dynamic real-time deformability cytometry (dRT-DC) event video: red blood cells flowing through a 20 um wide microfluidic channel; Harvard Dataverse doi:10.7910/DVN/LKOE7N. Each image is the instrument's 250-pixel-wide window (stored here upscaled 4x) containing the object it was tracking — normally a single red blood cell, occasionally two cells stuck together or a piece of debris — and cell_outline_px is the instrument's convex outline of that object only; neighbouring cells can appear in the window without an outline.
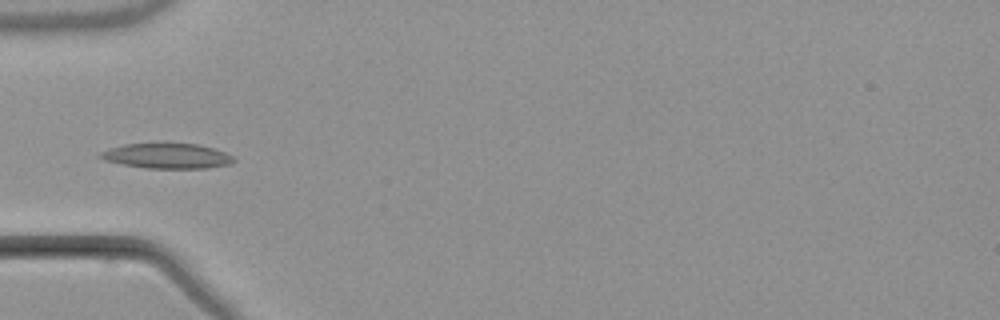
{"species": "common noctule bat (a hibernating species)", "species_latin": "Nyctalus noctula", "temperature_condition": "warm", "stored_images_in_passage": 4, "camera_frame_rate_fps": 3000, "um_per_image_px": 0.085, "animal": {"sex": "male", "body_mass_g": 21.5, "forearm_length_mm": 52.0}, "frame": {"image": 1, "passage_image": 4, "time_ms": 3.667, "image_size_px": [1000, 320], "cell_outline_px": [[236, 160], [232, 164], [208, 168], [144, 168], [104, 160], [96, 156], [100, 152], [108, 148], [124, 144], [168, 140], [200, 144], [236, 156]], "centroid_in_image_um": [14.21, 13.2], "position_along_channel_um": 70.8, "area_um2": 20.69}}